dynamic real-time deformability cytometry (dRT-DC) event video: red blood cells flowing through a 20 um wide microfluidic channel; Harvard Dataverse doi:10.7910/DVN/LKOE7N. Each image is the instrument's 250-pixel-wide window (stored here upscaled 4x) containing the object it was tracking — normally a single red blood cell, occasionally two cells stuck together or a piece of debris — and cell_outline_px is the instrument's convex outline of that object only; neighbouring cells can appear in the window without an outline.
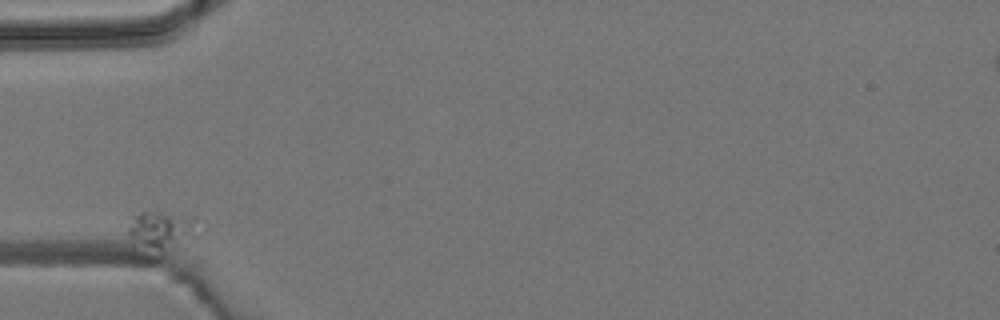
{"species": "common noctule bat (a hibernating species)", "species_latin": "Nyctalus noctula", "temperature_condition": "room temperature", "stored_images_in_passage": 5, "camera_frame_rate_fps": 3000, "um_per_image_px": 0.085, "animal": {"sex": "male", "body_mass_g": 19.2, "forearm_length_mm": 51.8}, "frame": {"image": 1, "passage_image": 4, "time_ms": 5.667, "image_size_px": [1000, 320], "cell_outline_px": [[200, 236], [160, 248], [148, 244], [132, 236], [128, 232], [128, 228], [136, 216], [140, 212], [160, 212], [192, 216]], "centroid_in_image_um": [13.85, 19.42], "position_along_channel_um": 71.1, "area_um2": 13.58}}